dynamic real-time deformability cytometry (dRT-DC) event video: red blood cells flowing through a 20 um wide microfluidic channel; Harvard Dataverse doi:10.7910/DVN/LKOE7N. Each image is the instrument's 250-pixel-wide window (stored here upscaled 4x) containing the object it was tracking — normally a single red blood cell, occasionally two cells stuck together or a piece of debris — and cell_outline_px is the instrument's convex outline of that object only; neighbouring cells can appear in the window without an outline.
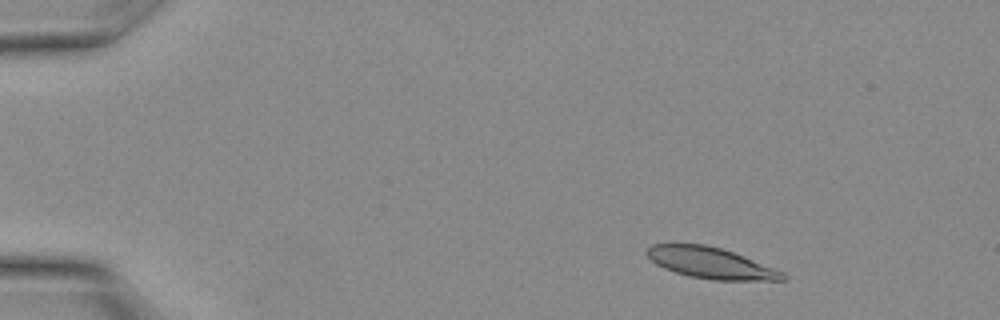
{"species": "Egyptian fruit bat (a non-hibernating species)", "species_latin": "Rousettus aegyptiacus", "temperature_condition": "warm", "stored_images_in_passage": 10, "camera_frame_rate_fps": 3000, "um_per_image_px": 0.085, "animal": {"sex": "female"}, "frame": {"image": 1, "passage_image": 4, "time_ms": 1.0, "image_size_px": [1000, 320], "cell_outline_px": [[788, 280], [712, 280], [688, 276], [664, 268], [656, 264], [644, 252], [652, 244], [704, 244], [720, 248], [732, 252], [784, 272], [788, 276]], "centroid_in_image_um": [60.41, 22.36], "position_along_channel_um": 24.6, "area_um2": 24.39}}
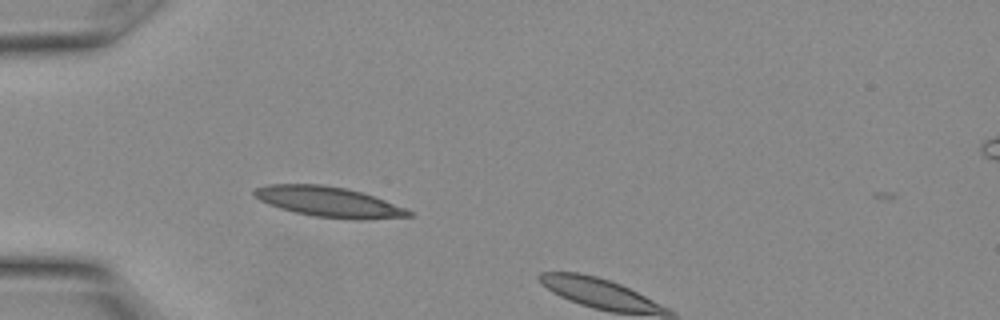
{"frame": {"image": 2, "passage_image": 9, "time_ms": 2.667, "image_size_px": [1000, 320], "cell_outline_px": [[412, 216], [368, 220], [360, 220], [316, 216], [296, 212], [280, 208], [268, 204], [260, 200], [252, 192], [256, 188], [268, 184], [320, 184], [348, 188], [384, 200], [404, 208], [412, 212]], "centroid_in_image_um": [27.94, 17.15], "position_along_channel_um": 57.1, "area_um2": 26.93}}